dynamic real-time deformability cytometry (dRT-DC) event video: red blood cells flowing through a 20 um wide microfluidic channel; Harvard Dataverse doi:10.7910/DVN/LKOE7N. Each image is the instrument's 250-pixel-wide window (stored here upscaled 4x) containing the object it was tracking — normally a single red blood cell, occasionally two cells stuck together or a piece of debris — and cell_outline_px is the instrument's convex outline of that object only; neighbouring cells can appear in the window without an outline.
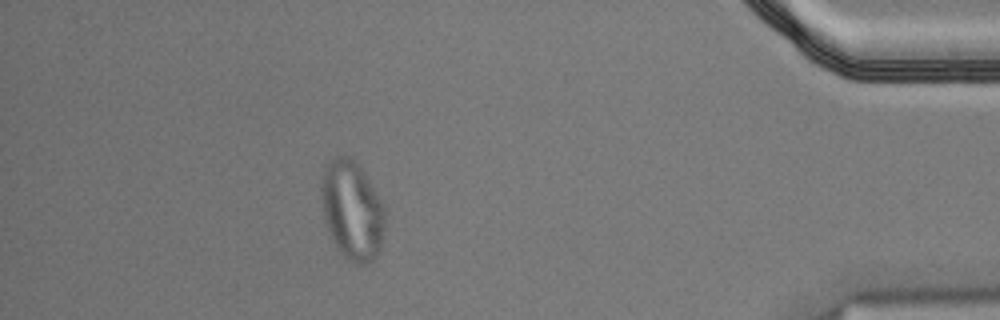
{"species": "Egyptian fruit bat (a non-hibernating species)", "species_latin": "Rousettus aegyptiacus", "temperature_condition": "cold", "stored_images_in_passage": 45, "camera_frame_rate_fps": 3000, "um_per_image_px": 0.085, "animal": {"sex": "male"}, "frame": {"image": 1, "passage_image": 39, "time_ms": 12.667, "image_size_px": [1000, 320], "cell_outline_px": [[384, 228], [380, 248], [376, 256], [368, 264], [352, 264], [336, 248], [332, 240], [324, 220], [320, 196], [320, 180], [324, 168], [328, 160], [336, 156], [352, 156], [384, 204]], "centroid_in_image_um": [29.89, 17.87], "position_along_channel_um": 405.3, "area_um2": 37.11}}